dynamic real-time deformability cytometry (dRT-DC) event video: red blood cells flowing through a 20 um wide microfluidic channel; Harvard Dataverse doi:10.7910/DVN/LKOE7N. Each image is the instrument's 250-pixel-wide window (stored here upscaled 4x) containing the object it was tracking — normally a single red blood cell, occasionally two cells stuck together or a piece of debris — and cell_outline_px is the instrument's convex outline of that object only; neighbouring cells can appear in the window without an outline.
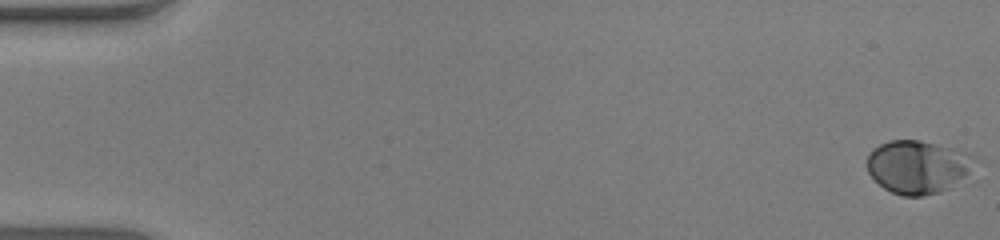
{"species": "human", "species_latin": "Homo sapiens", "temperature_condition": "warm", "stored_images_in_passage": 53, "camera_frame_rate_fps": 3000, "um_per_image_px": 0.085, "donor": {"sex": "male"}, "frame": {"image": 1, "passage_image": 1, "time_ms": 0.0, "image_size_px": [1000, 240], "cell_outline_px": [[984, 160], [948, 188], [940, 192], [924, 196], [900, 196], [884, 188], [868, 172], [868, 152], [872, 148], [888, 140], [920, 140], [936, 144], [964, 152]], "centroid_in_image_um": [78.04, 14.17], "position_along_channel_um": 7.0, "area_um2": 33.41}}
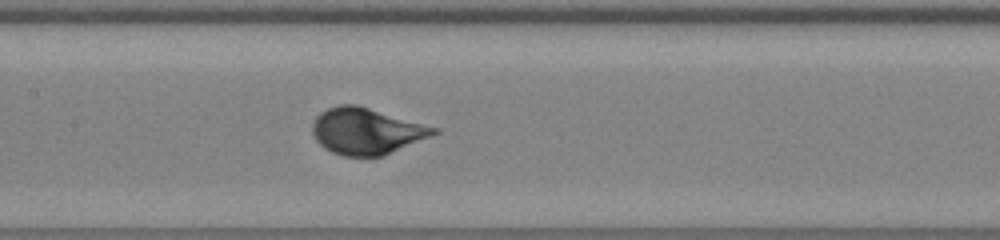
{"frame": {"image": 2, "passage_image": 27, "time_ms": 8.667, "image_size_px": [1000, 240], "cell_outline_px": [[440, 132], [384, 156], [344, 156], [332, 152], [324, 148], [316, 140], [312, 132], [312, 124], [316, 116], [320, 112], [328, 108], [340, 104], [356, 104], [440, 128]], "centroid_in_image_um": [31.15, 11.14], "position_along_channel_um": 176.2, "area_um2": 32.89}}
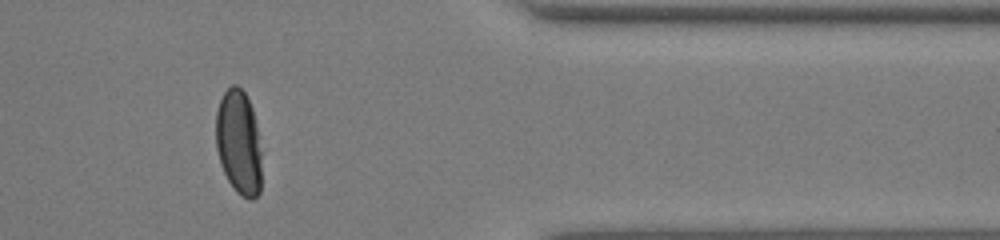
{"frame": {"image": 3, "passage_image": 45, "time_ms": 14.667, "image_size_px": [1000, 240], "cell_outline_px": [[260, 192], [252, 200], [248, 200], [240, 196], [236, 192], [228, 180], [220, 164], [216, 148], [216, 112], [220, 100], [224, 92], [232, 84], [236, 84], [244, 92], [252, 108], [260, 136]], "centroid_in_image_um": [20.29, 12.12], "position_along_channel_um": 391.1, "area_um2": 28.09}, "authors_computed_cell_mechanics": {"area_um2": 31.8478, "velocity_mm_per_s": 3.8996, "shape_relaxation_time_tau1_ms": 2.5928, "shape_relaxation_time_tau2_ms": null, "deformation_change_tau1": 0.1562, "deformation_change_tau2": null}}